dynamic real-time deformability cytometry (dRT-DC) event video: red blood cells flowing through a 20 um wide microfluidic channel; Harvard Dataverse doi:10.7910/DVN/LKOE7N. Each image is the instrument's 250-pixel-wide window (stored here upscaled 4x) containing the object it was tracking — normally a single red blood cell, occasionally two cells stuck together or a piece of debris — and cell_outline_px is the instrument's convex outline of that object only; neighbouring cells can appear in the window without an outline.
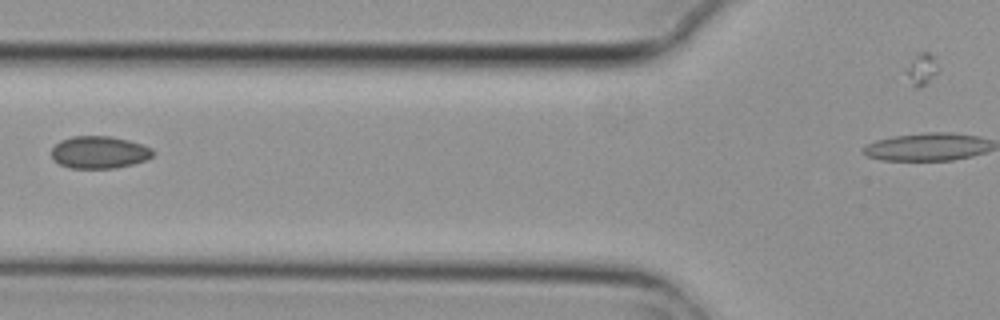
{"species": "common noctule bat (a hibernating species)", "species_latin": "Nyctalus noctula", "temperature_condition": "cold", "stored_images_in_passage": 7, "camera_frame_rate_fps": 3000, "um_per_image_px": 0.085, "animal": {"sex": "female", "body_mass_g": 29.2, "forearm_length_mm": 56.3}, "frame": {"image": 1, "passage_image": 4, "time_ms": 1.0, "image_size_px": [1000, 320], "cell_outline_px": [[156, 152], [152, 156], [144, 160], [132, 164], [116, 168], [68, 168], [52, 160], [52, 148], [60, 140], [72, 136], [112, 136], [128, 140], [152, 148]], "centroid_in_image_um": [8.42, 12.94], "position_along_channel_um": 117.4, "area_um2": 19.19}}
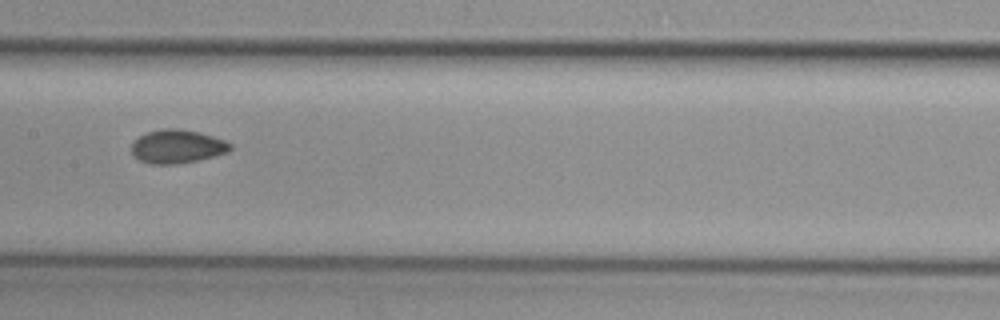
{"frame": {"image": 2, "passage_image": 6, "time_ms": 1.667, "image_size_px": [1000, 320], "cell_outline_px": [[232, 148], [228, 152], [196, 160], [176, 164], [152, 164], [140, 160], [132, 152], [132, 144], [140, 136], [148, 132], [164, 128], [176, 128], [200, 132], [224, 140], [232, 144]], "centroid_in_image_um": [15.08, 12.44], "position_along_channel_um": 192.3, "area_um2": 19.02}}
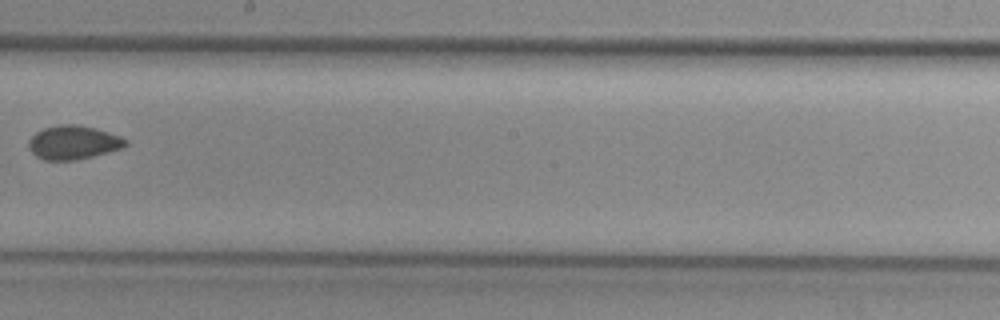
{"frame": {"image": 3, "passage_image": 7, "time_ms": 2.0, "image_size_px": [1000, 320], "cell_outline_px": [[128, 144], [124, 148], [76, 160], [44, 160], [36, 156], [28, 148], [28, 140], [36, 132], [44, 128], [60, 124], [76, 124], [96, 128], [120, 136], [128, 140]], "centroid_in_image_um": [6.24, 12.11], "position_along_channel_um": 242.0, "area_um2": 19.19}}